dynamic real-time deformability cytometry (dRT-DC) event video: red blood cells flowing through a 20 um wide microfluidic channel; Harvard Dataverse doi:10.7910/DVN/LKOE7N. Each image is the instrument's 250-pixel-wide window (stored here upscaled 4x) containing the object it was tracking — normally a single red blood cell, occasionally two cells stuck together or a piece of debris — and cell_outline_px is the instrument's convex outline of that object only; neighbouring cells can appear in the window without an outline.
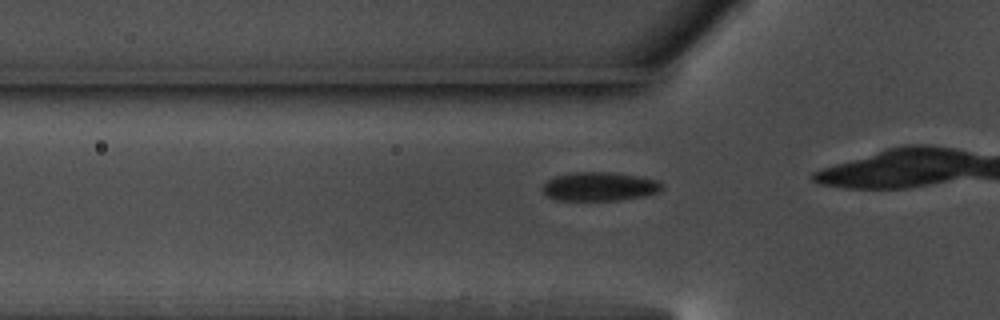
{"species": "common noctule bat (a hibernating species)", "species_latin": "Nyctalus noctula", "temperature_condition": "warm", "stored_images_in_passage": 17, "camera_frame_rate_fps": 3000, "um_per_image_px": 0.085, "animal": {"sex": "male", "body_mass_g": 17.5, "forearm_length_mm": 52.3}, "frame": {"image": 1, "passage_image": 8, "time_ms": 2.333, "image_size_px": [1000, 320], "cell_outline_px": [[660, 188], [656, 192], [644, 196], [620, 200], [556, 200], [548, 196], [540, 188], [548, 180], [556, 176], [576, 172], [612, 172], [636, 176], [656, 180], [660, 184]], "centroid_in_image_um": [50.89, 15.86], "position_along_channel_um": 74.9, "area_um2": 19.71}}
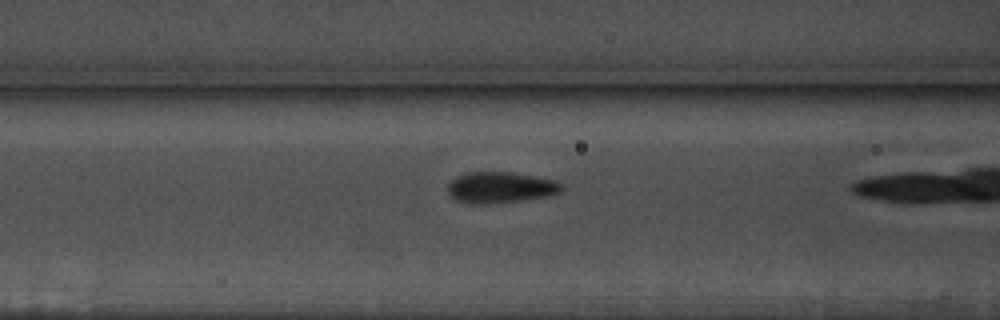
{"frame": {"image": 2, "passage_image": 12, "time_ms": 3.667, "image_size_px": [1000, 320], "cell_outline_px": [[564, 188], [560, 192], [552, 196], [488, 204], [472, 204], [456, 200], [448, 192], [448, 184], [456, 176], [468, 172], [508, 172], [556, 180]], "centroid_in_image_um": [42.54, 15.94], "position_along_channel_um": 124.1, "area_um2": 20.58}}
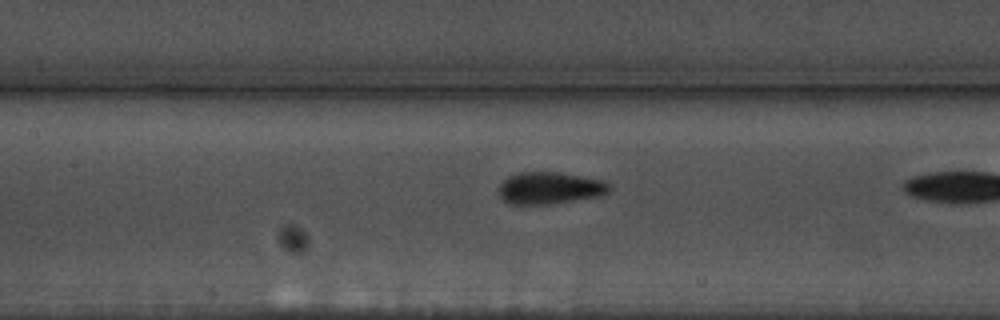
{"frame": {"image": 3, "passage_image": 15, "time_ms": 4.667, "image_size_px": [1000, 320], "cell_outline_px": [[612, 188], [608, 192], [596, 196], [548, 204], [508, 204], [500, 196], [500, 184], [508, 176], [520, 172], [556, 172], [604, 180], [612, 184]], "centroid_in_image_um": [46.74, 15.97], "position_along_channel_um": 160.7, "area_um2": 20.4}}